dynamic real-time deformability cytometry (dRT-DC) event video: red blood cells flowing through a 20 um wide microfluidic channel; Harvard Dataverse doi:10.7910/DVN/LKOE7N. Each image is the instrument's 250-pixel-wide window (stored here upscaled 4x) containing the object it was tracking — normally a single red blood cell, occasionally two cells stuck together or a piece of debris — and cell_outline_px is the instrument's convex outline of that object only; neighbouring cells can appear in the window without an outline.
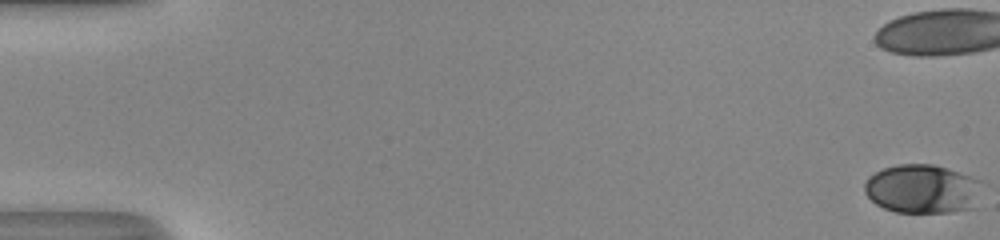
{"species": "human", "species_latin": "Homo sapiens", "temperature_condition": "room temperature", "stored_images_in_passage": 54, "camera_frame_rate_fps": 3000, "um_per_image_px": 0.085, "donor": {"sex": "male"}, "frame": {"image": 1, "passage_image": 1, "time_ms": 0.0, "image_size_px": [1000, 240], "cell_outline_px": [[976, 180], [972, 208], [948, 212], [896, 212], [884, 208], [876, 204], [864, 192], [864, 184], [868, 176], [884, 168], [900, 164], [932, 164], [968, 176]], "centroid_in_image_um": [78.24, 16.06], "position_along_channel_um": 6.8, "area_um2": 32.25}, "authors_computed_cell_mechanics": {"area_um2": 35.6337, "velocity_mm_per_s": 4.1138, "shape_relaxation_time_tau1_ms": 6.8364, "shape_relaxation_time_tau2_ms": null, "deformation_change_tau1": 0.242, "deformation_change_tau2": null}}